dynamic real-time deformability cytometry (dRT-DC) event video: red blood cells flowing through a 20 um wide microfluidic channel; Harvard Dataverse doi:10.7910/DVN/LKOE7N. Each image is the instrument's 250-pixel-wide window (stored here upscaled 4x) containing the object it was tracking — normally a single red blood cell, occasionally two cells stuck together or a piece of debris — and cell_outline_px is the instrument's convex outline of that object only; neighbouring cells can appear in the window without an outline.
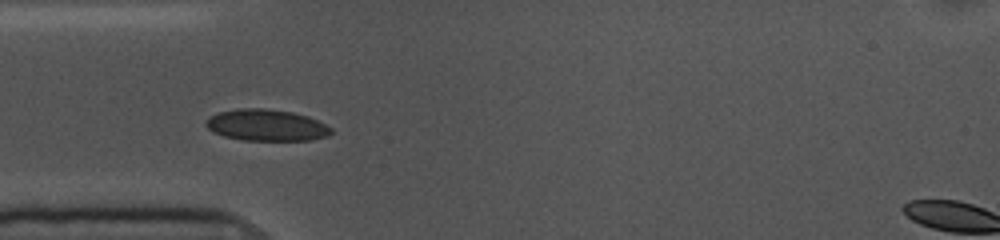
{"species": "common noctule bat (a hibernating species)", "species_latin": "Nyctalus noctula", "temperature_condition": "cold", "stored_images_in_passage": 42, "segment_of_instrument_passage": [1, 2], "camera_frame_rate_fps": 3000, "um_per_image_px": 0.085, "animal": {"sex": "female", "body_mass_g": 10.0, "forearm_length_mm": 53.1}, "frame": {"image": 1, "passage_image": 1, "time_ms": 0.0, "image_size_px": [1000, 240], "cell_outline_px": [[332, 132], [328, 136], [312, 140], [244, 140], [224, 136], [212, 132], [204, 124], [204, 120], [208, 116], [220, 112], [240, 108], [264, 108], [292, 112], [308, 116], [332, 128]], "centroid_in_image_um": [22.61, 10.64], "position_along_channel_um": 62.4, "area_um2": 23.06}}
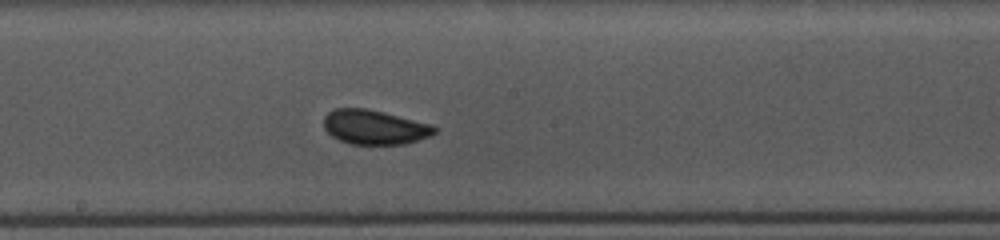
{"frame": {"image": 2, "passage_image": 14, "time_ms": 4.333, "image_size_px": [1000, 240], "cell_outline_px": [[440, 128], [432, 136], [404, 144], [348, 144], [332, 136], [324, 128], [324, 116], [332, 108], [368, 108], [432, 124]], "centroid_in_image_um": [31.86, 10.8], "position_along_channel_um": 216.3, "area_um2": 22.54}}
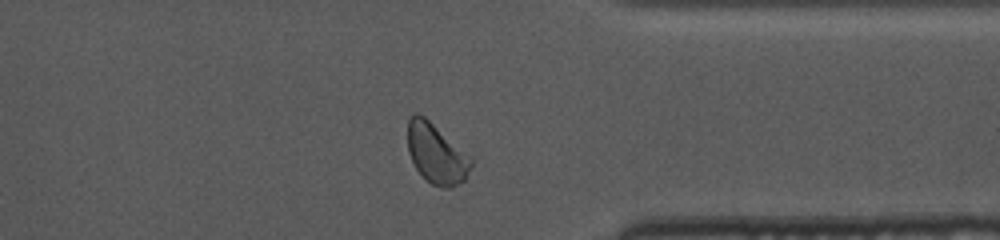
{"frame": {"image": 3, "passage_image": 28, "time_ms": 9.0, "image_size_px": [1000, 240], "cell_outline_px": [[472, 164], [464, 180], [452, 188], [444, 188], [432, 184], [416, 168], [408, 152], [408, 120], [416, 112], [424, 116], [468, 156], [472, 160]], "centroid_in_image_um": [37.06, 13.08], "position_along_channel_um": 374.3, "area_um2": 21.39}}